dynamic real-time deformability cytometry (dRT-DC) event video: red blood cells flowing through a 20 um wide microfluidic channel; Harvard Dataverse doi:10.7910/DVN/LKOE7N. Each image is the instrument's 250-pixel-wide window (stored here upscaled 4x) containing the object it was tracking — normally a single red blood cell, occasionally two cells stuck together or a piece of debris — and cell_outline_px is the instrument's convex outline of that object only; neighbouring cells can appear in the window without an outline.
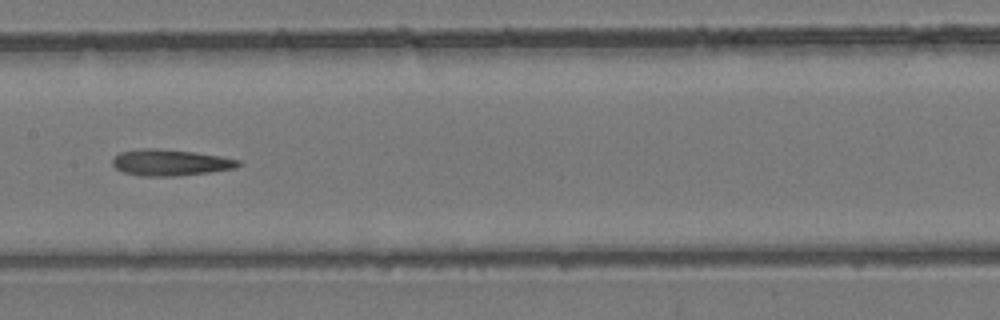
{"species": "common noctule bat (a hibernating species)", "species_latin": "Nyctalus noctula", "temperature_condition": "room temperature", "stored_images_in_passage": 33, "camera_frame_rate_fps": 3000, "um_per_image_px": 0.085, "animal": {"sex": "female", "body_mass_g": 24.6, "forearm_length_mm": 56.2}, "frame": {"image": 1, "passage_image": 15, "time_ms": 4.667, "image_size_px": [1000, 320], "cell_outline_px": [[240, 164], [236, 168], [208, 172], [176, 176], [140, 176], [124, 172], [116, 168], [112, 164], [112, 160], [120, 152], [144, 148], [156, 148], [192, 152], [220, 156], [240, 160]], "centroid_in_image_um": [14.46, 13.82], "position_along_channel_um": 192.9, "area_um2": 19.07}}